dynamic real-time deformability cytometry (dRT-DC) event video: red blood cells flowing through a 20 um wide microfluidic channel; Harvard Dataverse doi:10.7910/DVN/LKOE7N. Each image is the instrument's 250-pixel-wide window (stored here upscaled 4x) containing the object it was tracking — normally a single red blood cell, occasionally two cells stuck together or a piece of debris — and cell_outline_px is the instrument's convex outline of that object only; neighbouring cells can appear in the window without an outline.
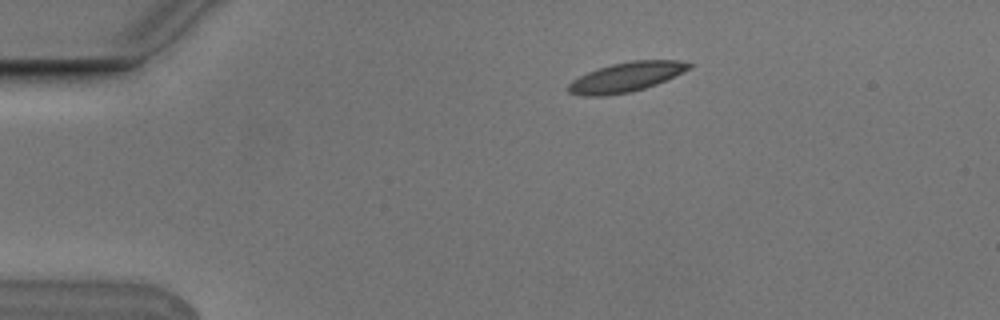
{"species": "Egyptian fruit bat (a non-hibernating species)", "species_latin": "Rousettus aegyptiacus", "temperature_condition": "cold", "stored_images_in_passage": 6, "camera_frame_rate_fps": 3000, "um_per_image_px": 0.085, "animal": {"sex": "male"}, "frame": {"image": 1, "passage_image": 6, "time_ms": 1.667, "image_size_px": [1000, 320], "cell_outline_px": [[692, 68], [656, 84], [644, 88], [628, 92], [604, 96], [580, 96], [568, 92], [568, 84], [572, 80], [596, 68], [612, 64], [632, 60], [680, 60], [692, 64]], "centroid_in_image_um": [53.2, 6.54], "position_along_channel_um": 31.8, "area_um2": 20.75}}